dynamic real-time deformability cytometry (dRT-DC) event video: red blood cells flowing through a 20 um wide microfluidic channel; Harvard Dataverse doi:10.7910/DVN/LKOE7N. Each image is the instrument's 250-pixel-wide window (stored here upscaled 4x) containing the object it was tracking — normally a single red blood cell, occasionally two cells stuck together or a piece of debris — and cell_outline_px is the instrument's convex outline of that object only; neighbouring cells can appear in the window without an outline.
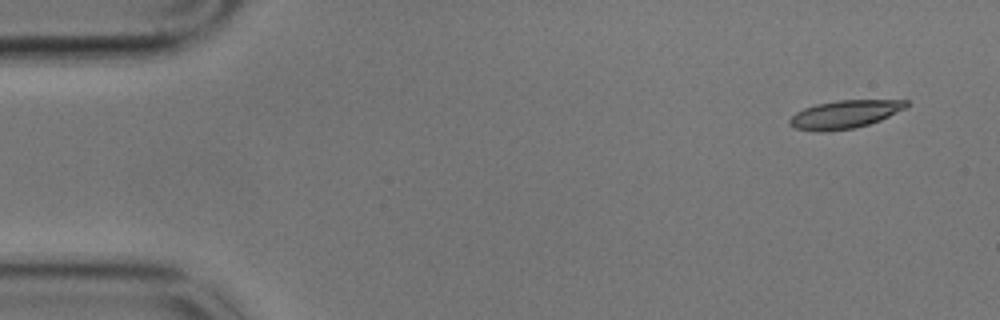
{"species": "common noctule bat (a hibernating species)", "species_latin": "Nyctalus noctula", "temperature_condition": "cold", "stored_images_in_passage": 55, "camera_frame_rate_fps": 3000, "um_per_image_px": 0.085, "animal": {"sex": "male", "body_mass_g": 17.9}, "frame": {"image": 1, "passage_image": 1, "time_ms": 0.0, "image_size_px": [1000, 320], "cell_outline_px": [[908, 104], [904, 108], [880, 120], [868, 124], [852, 128], [828, 132], [816, 132], [796, 128], [788, 124], [788, 120], [796, 112], [804, 108], [816, 104], [836, 100], [908, 100]], "centroid_in_image_um": [71.74, 9.72], "position_along_channel_um": 13.3, "area_um2": 19.02}}
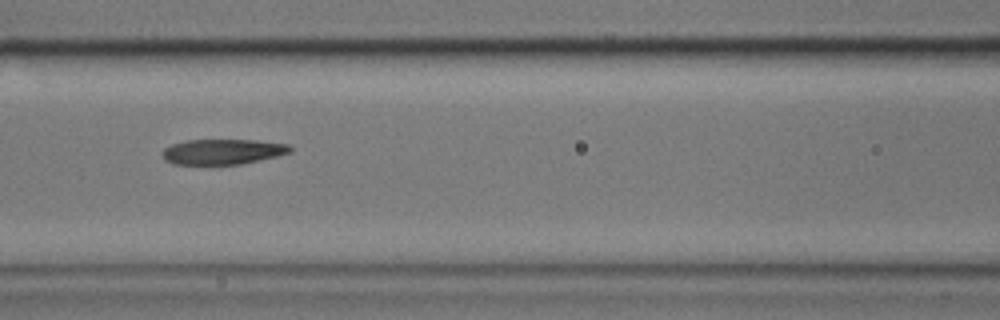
{"frame": {"image": 2, "passage_image": 22, "time_ms": 7.0, "image_size_px": [1000, 320], "cell_outline_px": [[292, 152], [276, 156], [240, 164], [172, 164], [164, 160], [160, 152], [164, 148], [172, 144], [188, 140], [256, 140], [288, 144], [292, 148]], "centroid_in_image_um": [18.89, 12.89], "position_along_channel_um": 147.7, "area_um2": 18.84}}
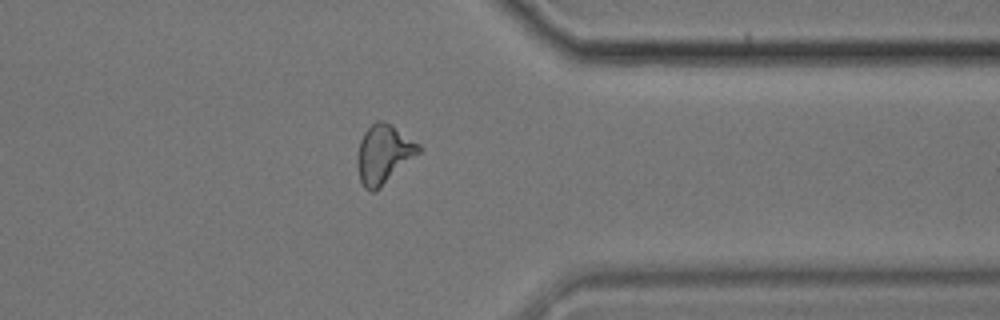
{"frame": {"image": 3, "passage_image": 43, "time_ms": 14.0, "image_size_px": [1000, 320], "cell_outline_px": [[420, 152], [376, 192], [372, 192], [364, 188], [360, 180], [356, 164], [356, 160], [360, 140], [364, 132], [376, 120], [380, 120], [392, 124], [420, 144]], "centroid_in_image_um": [32.59, 13.11], "position_along_channel_um": 378.8, "area_um2": 21.15}, "authors_computed_cell_mechanics": {"area_um2": 19.941, "velocity_mm_per_s": 3.4287, "shape_relaxation_time_tau1_ms": 7.1532, "shape_relaxation_time_tau2_ms": 8.4321, "deformation_change_tau1": 0.1872, "deformation_change_tau2": 0.1879}}